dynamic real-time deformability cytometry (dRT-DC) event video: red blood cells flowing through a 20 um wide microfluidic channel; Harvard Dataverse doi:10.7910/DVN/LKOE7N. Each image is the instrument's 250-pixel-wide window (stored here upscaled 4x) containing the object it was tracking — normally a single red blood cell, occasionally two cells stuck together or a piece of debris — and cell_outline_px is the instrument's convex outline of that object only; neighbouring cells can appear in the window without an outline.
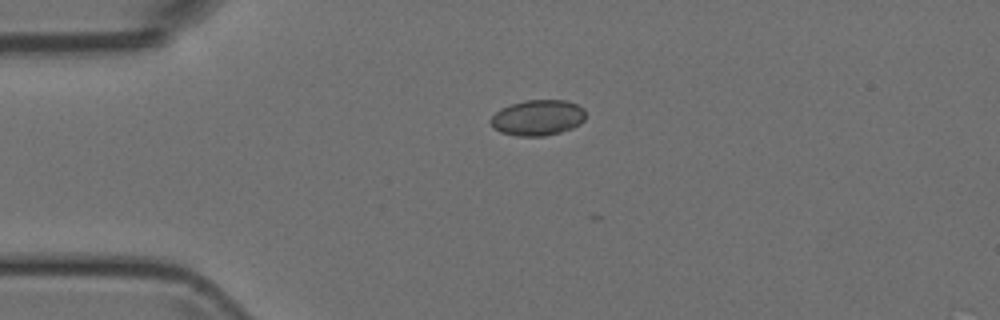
{"species": "Egyptian fruit bat (a non-hibernating species)", "species_latin": "Rousettus aegyptiacus", "temperature_condition": "room temperature", "stored_images_in_passage": 5, "camera_frame_rate_fps": 3000, "um_per_image_px": 0.085, "animal": {"sex": "female"}, "frame": {"image": 1, "passage_image": 1, "time_ms": 0.0, "image_size_px": [1000, 320], "cell_outline_px": [[584, 120], [580, 124], [572, 128], [560, 132], [544, 136], [516, 136], [500, 132], [492, 128], [488, 120], [500, 108], [524, 100], [564, 100], [576, 104], [584, 108]], "centroid_in_image_um": [45.67, 10.01], "position_along_channel_um": 39.3, "area_um2": 19.88}}